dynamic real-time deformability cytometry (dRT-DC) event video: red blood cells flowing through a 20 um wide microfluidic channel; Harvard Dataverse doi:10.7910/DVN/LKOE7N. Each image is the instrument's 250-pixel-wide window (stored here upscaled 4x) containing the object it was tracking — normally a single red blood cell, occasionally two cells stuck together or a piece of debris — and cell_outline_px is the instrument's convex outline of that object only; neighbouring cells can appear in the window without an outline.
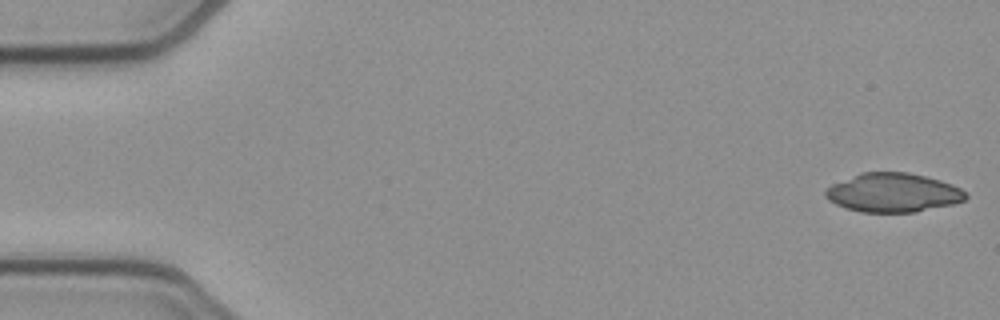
{"species": "common noctule bat (a hibernating species)", "species_latin": "Nyctalus noctula", "temperature_condition": "cold", "stored_images_in_passage": 51, "camera_frame_rate_fps": 3000, "um_per_image_px": 0.085, "animal": {"sex": "female", "body_mass_g": 21.9}, "frame": {"image": 1, "passage_image": 1, "time_ms": 0.0, "image_size_px": [1000, 320], "cell_outline_px": [[968, 196], [964, 200], [952, 204], [916, 212], [860, 212], [844, 208], [828, 200], [824, 196], [824, 192], [832, 184], [860, 172], [908, 172], [940, 180], [952, 184], [960, 188]], "centroid_in_image_um": [75.88, 16.38], "position_along_channel_um": 9.1, "area_um2": 31.85}}